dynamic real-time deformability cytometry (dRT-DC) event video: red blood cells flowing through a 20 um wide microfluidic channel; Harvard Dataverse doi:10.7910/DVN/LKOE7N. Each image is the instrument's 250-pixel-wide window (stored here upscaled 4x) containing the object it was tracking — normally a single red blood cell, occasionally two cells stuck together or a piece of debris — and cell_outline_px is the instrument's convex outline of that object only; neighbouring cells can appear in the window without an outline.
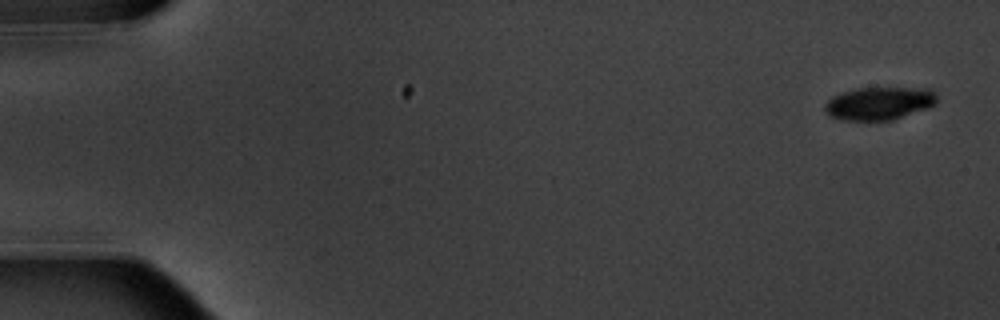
{"species": "common noctule bat (a hibernating species)", "species_latin": "Nyctalus noctula", "temperature_condition": "warm", "stored_images_in_passage": 8, "camera_frame_rate_fps": 3000, "um_per_image_px": 0.085, "animal": {"sex": "male", "body_mass_g": 20.1, "forearm_length_mm": 53.5}, "frame": {"image": 1, "passage_image": 1, "time_ms": 0.0, "image_size_px": [1000, 320], "cell_outline_px": [[936, 104], [928, 108], [892, 120], [840, 120], [828, 116], [824, 112], [824, 104], [832, 96], [840, 92], [856, 88], [932, 88], [936, 92]], "centroid_in_image_um": [74.71, 8.78], "position_along_channel_um": 10.3, "area_um2": 21.85}}
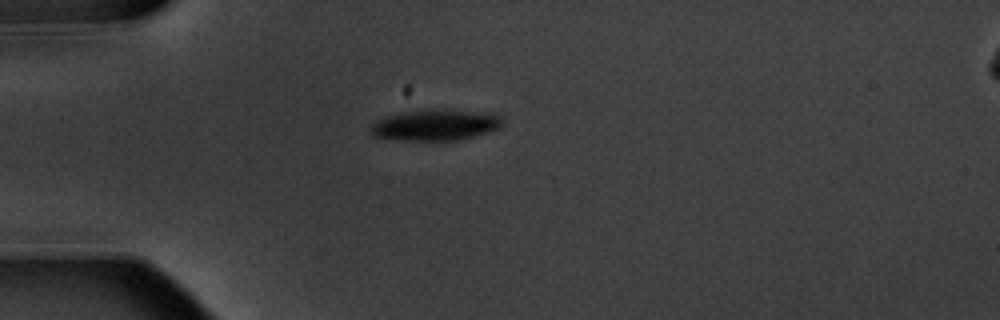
{"frame": {"image": 2, "passage_image": 5, "time_ms": 4.667, "image_size_px": [1000, 320], "cell_outline_px": [[504, 124], [500, 128], [488, 132], [456, 140], [388, 140], [376, 136], [372, 132], [372, 124], [388, 116], [408, 112], [444, 108], [496, 112], [504, 120]], "centroid_in_image_um": [37.15, 10.61], "position_along_channel_um": 47.9, "area_um2": 23.99}}